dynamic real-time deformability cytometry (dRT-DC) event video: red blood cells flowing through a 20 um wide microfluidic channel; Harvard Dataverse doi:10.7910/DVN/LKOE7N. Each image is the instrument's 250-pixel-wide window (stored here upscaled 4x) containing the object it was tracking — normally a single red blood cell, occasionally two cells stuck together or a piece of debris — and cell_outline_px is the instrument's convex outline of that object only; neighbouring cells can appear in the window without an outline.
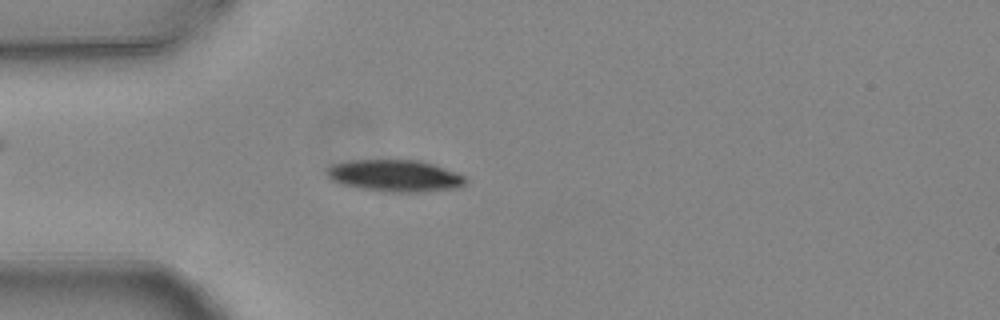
{"species": "common noctule bat (a hibernating species)", "species_latin": "Nyctalus noctula", "temperature_condition": "warm", "stored_images_in_passage": 2, "camera_frame_rate_fps": 3000, "um_per_image_px": 0.085, "animal": {"sex": "female", "body_mass_g": 24.6, "forearm_length_mm": 56.2}, "frame": {"image": 1, "passage_image": 2, "time_ms": 0.333, "image_size_px": [1000, 320], "cell_outline_px": [[468, 180], [460, 188], [420, 192], [380, 192], [360, 188], [344, 184], [332, 180], [328, 176], [324, 168], [332, 164], [352, 160], [420, 160], [456, 172], [464, 176]], "centroid_in_image_um": [33.57, 14.94], "position_along_channel_um": 51.4, "area_um2": 25.89}}